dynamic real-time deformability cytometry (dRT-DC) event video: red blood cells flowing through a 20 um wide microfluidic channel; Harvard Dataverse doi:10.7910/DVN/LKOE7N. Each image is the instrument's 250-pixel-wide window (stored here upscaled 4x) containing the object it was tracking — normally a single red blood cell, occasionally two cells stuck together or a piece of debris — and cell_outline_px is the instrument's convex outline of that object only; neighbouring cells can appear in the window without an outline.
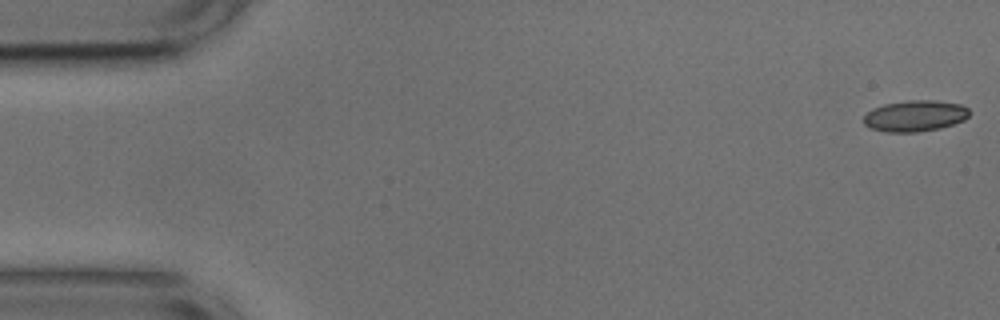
{"species": "common noctule bat (a hibernating species)", "species_latin": "Nyctalus noctula", "temperature_condition": "cold", "stored_images_in_passage": 53, "camera_frame_rate_fps": 3000, "um_per_image_px": 0.085, "animal": {"sex": "male", "body_mass_g": 17.9, "forearm_length_mm": 54.2}, "frame": {"image": 1, "passage_image": 1, "time_ms": 0.0, "image_size_px": [1000, 320], "cell_outline_px": [[968, 116], [964, 120], [940, 128], [916, 132], [888, 132], [868, 128], [864, 124], [864, 116], [872, 108], [884, 104], [908, 100], [932, 100], [960, 104], [968, 108]], "centroid_in_image_um": [77.74, 9.85], "position_along_channel_um": 7.3, "area_um2": 19.13}}
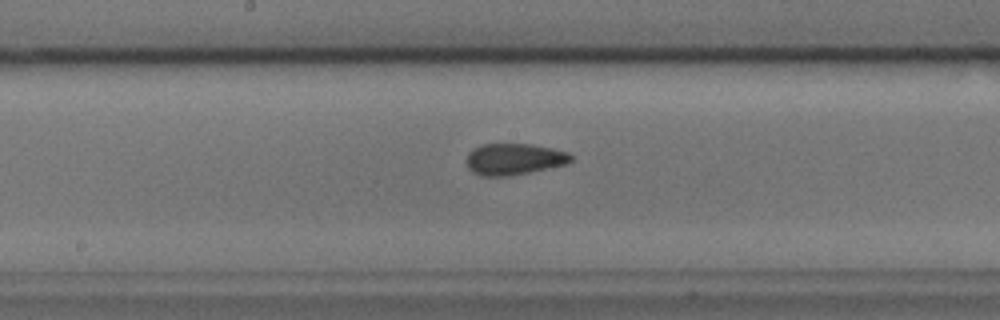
{"frame": {"image": 2, "passage_image": 27, "time_ms": 8.667, "image_size_px": [1000, 320], "cell_outline_px": [[572, 160], [568, 164], [508, 176], [480, 176], [472, 172], [468, 168], [464, 160], [468, 152], [472, 148], [480, 144], [532, 144], [552, 148], [568, 152], [572, 156]], "centroid_in_image_um": [43.64, 13.52], "position_along_channel_um": 204.6, "area_um2": 19.42}}
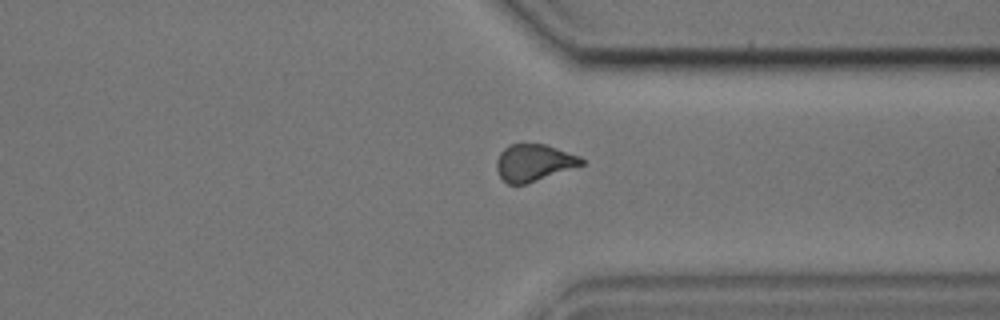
{"frame": {"image": 3, "passage_image": 40, "time_ms": 13.0, "image_size_px": [1000, 320], "cell_outline_px": [[584, 164], [524, 184], [508, 184], [500, 176], [496, 168], [496, 160], [500, 152], [508, 144], [544, 144], [580, 156], [584, 160]], "centroid_in_image_um": [45.34, 13.81], "position_along_channel_um": 366.1, "area_um2": 17.98}, "authors_computed_cell_mechanics": {"area_um2": 18.7272, "velocity_mm_per_s": 3.7499, "shape_relaxation_time_tau1_ms": null, "shape_relaxation_time_tau2_ms": 2.2058, "deformation_change_tau1": null, "deformation_change_tau2": 0.0822}}